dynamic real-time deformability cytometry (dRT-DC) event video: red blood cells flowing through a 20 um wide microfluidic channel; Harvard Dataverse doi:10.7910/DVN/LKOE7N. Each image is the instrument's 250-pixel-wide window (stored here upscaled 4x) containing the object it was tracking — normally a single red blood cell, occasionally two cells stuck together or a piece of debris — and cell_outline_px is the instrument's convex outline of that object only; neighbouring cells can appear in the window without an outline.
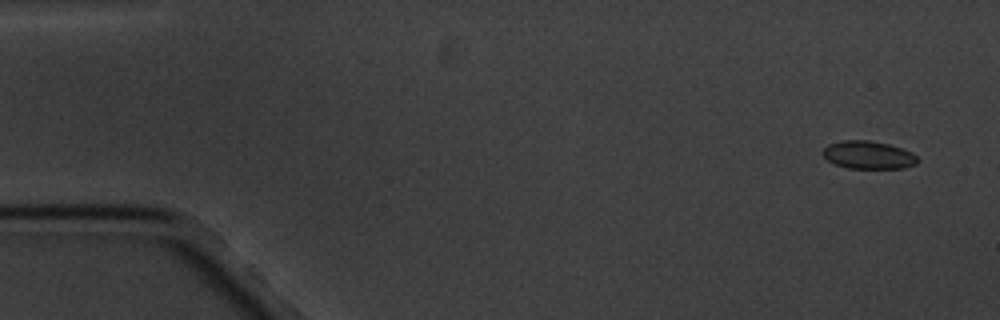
{"species": "common noctule bat (a hibernating species)", "species_latin": "Nyctalus noctula", "temperature_condition": "cold", "stored_images_in_passage": 6, "segment_of_instrument_passage": [1, 2], "camera_frame_rate_fps": 3000, "um_per_image_px": 0.085, "animal": {"sex": "male", "body_mass_g": 20.1, "forearm_length_mm": 53.5}, "frame": {"image": 1, "passage_image": 1, "time_ms": 0.0, "image_size_px": [1000, 320], "cell_outline_px": [[920, 160], [916, 164], [904, 168], [848, 168], [836, 164], [828, 160], [820, 152], [828, 144], [840, 140], [868, 140], [888, 144], [912, 152]], "centroid_in_image_um": [73.8, 13.17], "position_along_channel_um": 11.2, "area_um2": 15.43}}
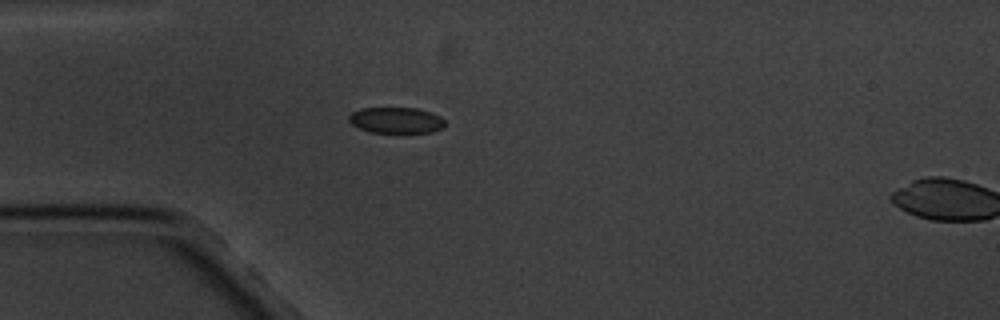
{"frame": {"image": 2, "passage_image": 5, "time_ms": 4.333, "image_size_px": [1000, 320], "cell_outline_px": [[444, 128], [432, 132], [372, 132], [360, 128], [352, 124], [348, 120], [348, 116], [352, 112], [360, 108], [416, 108], [432, 112], [440, 116], [444, 120]], "centroid_in_image_um": [33.68, 10.21], "position_along_channel_um": 51.3, "area_um2": 14.51}}